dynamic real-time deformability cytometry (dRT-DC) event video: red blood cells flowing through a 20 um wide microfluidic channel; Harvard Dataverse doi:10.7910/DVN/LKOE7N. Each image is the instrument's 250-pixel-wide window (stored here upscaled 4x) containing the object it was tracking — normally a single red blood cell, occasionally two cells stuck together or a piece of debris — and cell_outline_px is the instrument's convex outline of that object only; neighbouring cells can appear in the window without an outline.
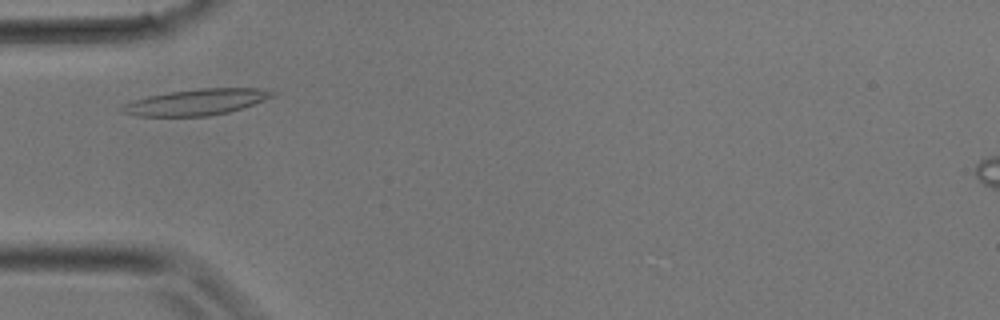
{"species": "common noctule bat (a hibernating species)", "species_latin": "Nyctalus noctula", "temperature_condition": "room temperature", "stored_images_in_passage": 27, "camera_frame_rate_fps": 3000, "um_per_image_px": 0.085, "animal": {"sex": "male", "body_mass_g": 17.9}, "frame": {"image": 1, "passage_image": 4, "time_ms": 1.0, "image_size_px": [1000, 320], "cell_outline_px": [[276, 96], [228, 112], [208, 116], [136, 116], [120, 112], [120, 104], [132, 100], [148, 96], [172, 92], [200, 88], [256, 88], [276, 92]], "centroid_in_image_um": [16.63, 8.68], "position_along_channel_um": 68.4, "area_um2": 22.77}}
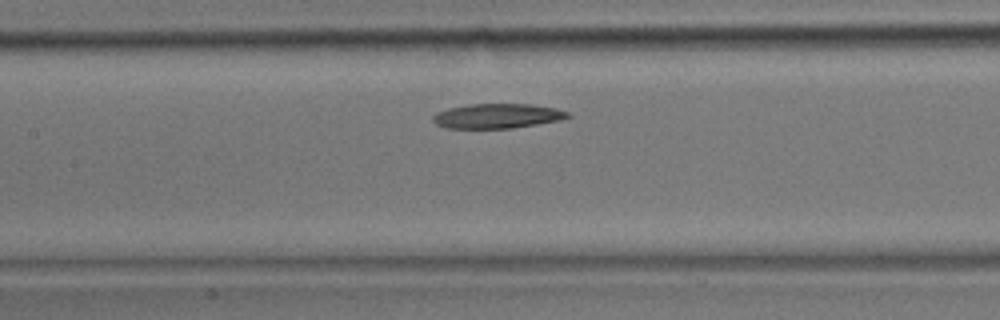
{"frame": {"image": 2, "passage_image": 9, "time_ms": 2.667, "image_size_px": [1000, 320], "cell_outline_px": [[572, 116], [560, 120], [512, 128], [444, 128], [436, 124], [432, 120], [432, 116], [436, 112], [448, 108], [472, 104], [532, 104], [556, 108], [568, 112]], "centroid_in_image_um": [42.25, 9.86], "position_along_channel_um": 165.1, "area_um2": 19.42}}
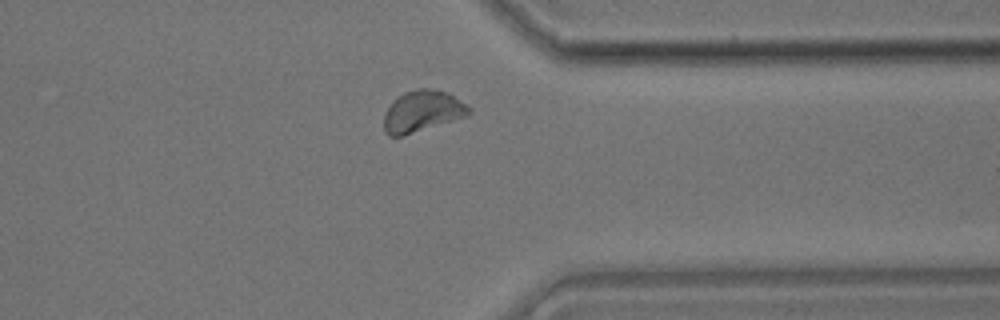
{"frame": {"image": 3, "passage_image": 20, "time_ms": 6.333, "image_size_px": [1000, 320], "cell_outline_px": [[472, 112], [468, 116], [400, 136], [388, 136], [384, 132], [384, 112], [392, 100], [404, 92], [416, 88], [428, 88], [448, 92], [472, 108]], "centroid_in_image_um": [35.89, 9.44], "position_along_channel_um": 375.5, "area_um2": 20.63}}